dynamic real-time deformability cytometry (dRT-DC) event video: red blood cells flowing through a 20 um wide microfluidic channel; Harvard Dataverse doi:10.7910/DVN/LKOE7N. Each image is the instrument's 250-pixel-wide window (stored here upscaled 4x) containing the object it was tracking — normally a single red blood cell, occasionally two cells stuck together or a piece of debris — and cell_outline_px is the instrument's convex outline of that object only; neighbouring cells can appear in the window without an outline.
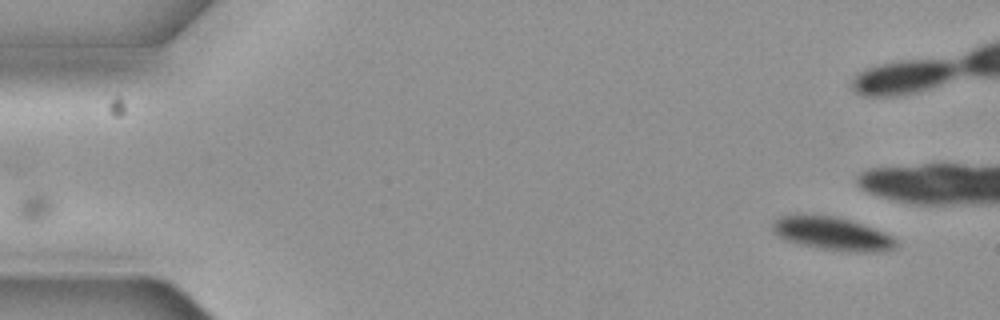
{"species": "common noctule bat (a hibernating species)", "species_latin": "Nyctalus noctula", "temperature_condition": "cold", "stored_images_in_passage": 3, "camera_frame_rate_fps": 3000, "um_per_image_px": 0.085, "animal": {"sex": "female", "body_mass_g": 19.3, "forearm_length_mm": 54.1}, "frame": {"image": 1, "passage_image": 3, "time_ms": 0.667, "image_size_px": [1000, 320], "cell_outline_px": [[896, 244], [892, 248], [872, 252], [856, 252], [820, 248], [788, 240], [780, 236], [772, 228], [772, 224], [780, 216], [836, 216], [872, 228], [896, 240]], "centroid_in_image_um": [70.73, 19.86], "position_along_channel_um": 14.3, "area_um2": 22.54}}